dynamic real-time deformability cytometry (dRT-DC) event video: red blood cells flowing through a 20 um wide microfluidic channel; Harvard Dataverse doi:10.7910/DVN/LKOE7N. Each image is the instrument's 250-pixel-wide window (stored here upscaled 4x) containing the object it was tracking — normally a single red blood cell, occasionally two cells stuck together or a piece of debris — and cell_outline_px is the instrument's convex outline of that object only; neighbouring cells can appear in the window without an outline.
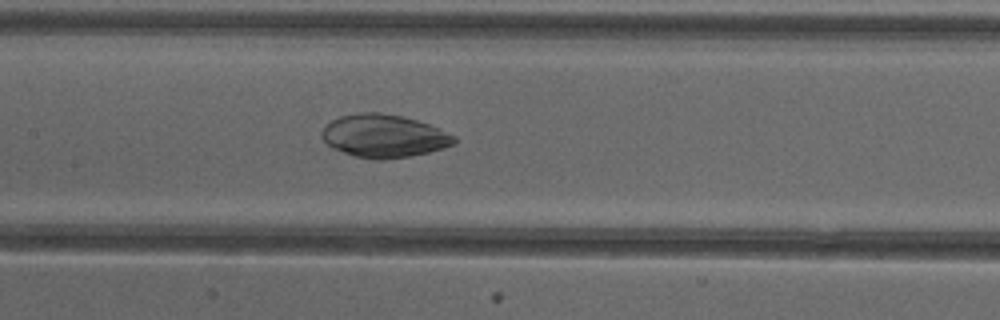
{"species": "common noctule bat (a hibernating species)", "species_latin": "Nyctalus noctula", "temperature_condition": "cold", "stored_images_in_passage": 51, "camera_frame_rate_fps": 3000, "um_per_image_px": 0.085, "animal": {"sex": "female"}, "frame": {"image": 1, "passage_image": 24, "time_ms": 7.667, "image_size_px": [1000, 320], "cell_outline_px": [[456, 144], [444, 148], [428, 152], [408, 156], [384, 160], [376, 160], [356, 156], [332, 148], [320, 136], [320, 132], [332, 120], [340, 116], [360, 112], [380, 112], [400, 116], [416, 120], [440, 128], [456, 136]], "centroid_in_image_um": [32.65, 11.56], "position_along_channel_um": 174.8, "area_um2": 33.12}}
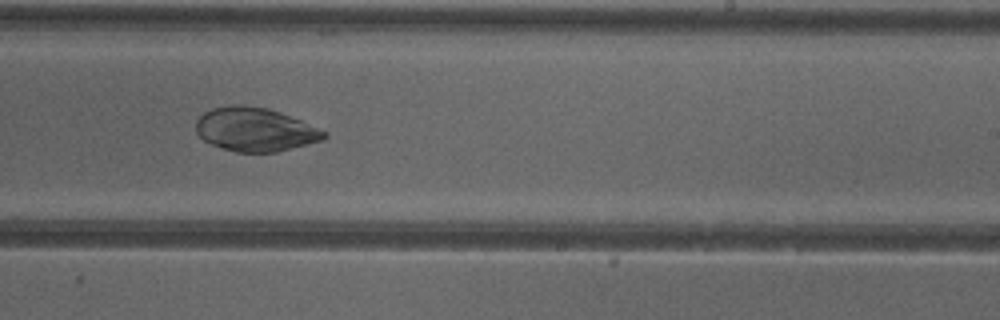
{"frame": {"image": 2, "passage_image": 31, "time_ms": 10.0, "image_size_px": [1000, 320], "cell_outline_px": [[328, 136], [320, 140], [276, 152], [236, 152], [212, 144], [204, 140], [196, 132], [196, 120], [204, 112], [212, 108], [236, 104], [240, 104], [268, 108], [280, 112], [300, 120], [328, 132]], "centroid_in_image_um": [21.66, 10.99], "position_along_channel_um": 267.3, "area_um2": 32.37}}
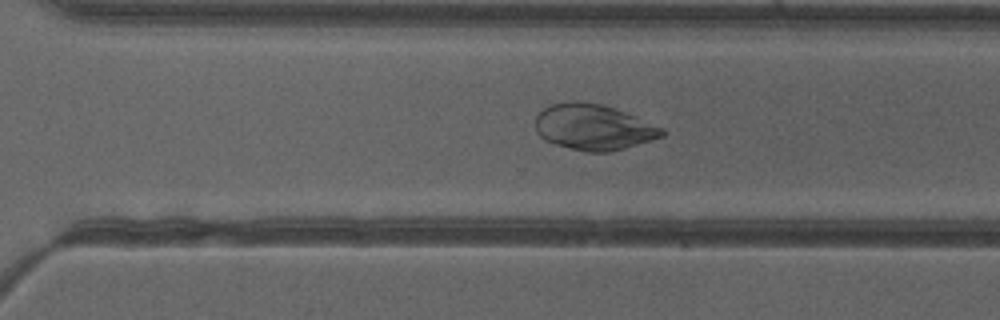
{"frame": {"image": 3, "passage_image": 35, "time_ms": 11.333, "image_size_px": [1000, 320], "cell_outline_px": [[664, 136], [612, 152], [588, 152], [556, 144], [544, 140], [536, 132], [536, 116], [544, 108], [552, 104], [572, 100], [580, 100], [604, 104], [616, 108], [636, 116], [664, 128]], "centroid_in_image_um": [50.46, 10.79], "position_along_channel_um": 320.1, "area_um2": 33.99}}